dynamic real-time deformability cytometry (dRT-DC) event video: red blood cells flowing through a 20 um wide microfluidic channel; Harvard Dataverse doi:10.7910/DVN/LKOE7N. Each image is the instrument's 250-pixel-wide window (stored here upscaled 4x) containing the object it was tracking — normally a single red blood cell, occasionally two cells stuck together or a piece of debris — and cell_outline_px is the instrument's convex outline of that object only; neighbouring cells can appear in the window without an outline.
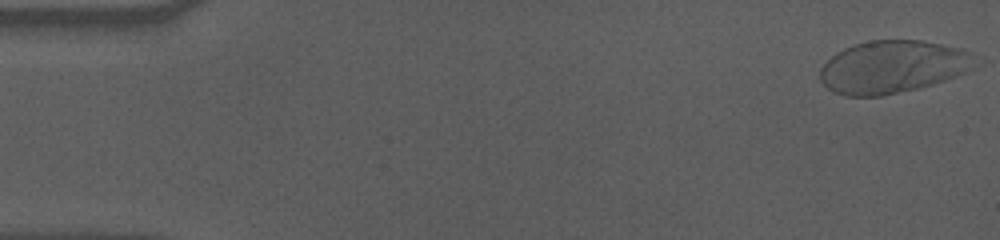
{"species": "human", "species_latin": "Homo sapiens", "temperature_condition": "cold", "stored_images_in_passage": 57, "camera_frame_rate_fps": 3000, "um_per_image_px": 0.085, "donor": {"sex": "male"}, "frame": {"image": 1, "passage_image": 1, "time_ms": 0.0, "image_size_px": [1000, 240], "cell_outline_px": [[972, 68], [956, 76], [932, 84], [916, 88], [880, 96], [844, 96], [832, 92], [820, 80], [820, 68], [836, 52], [844, 48], [856, 44], [872, 40], [920, 40], [960, 48], [972, 52]], "centroid_in_image_um": [75.82, 5.68], "position_along_channel_um": 9.2, "area_um2": 47.05}}
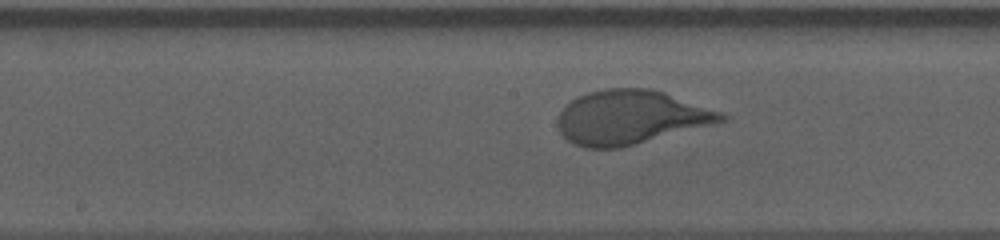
{"frame": {"image": 2, "passage_image": 29, "time_ms": 9.333, "image_size_px": [1000, 240], "cell_outline_px": [[732, 116], [728, 120], [620, 148], [584, 148], [572, 144], [560, 132], [556, 120], [560, 112], [576, 96], [588, 92], [604, 88], [652, 88], [664, 92]], "centroid_in_image_um": [53.58, 9.97], "position_along_channel_um": 194.6, "area_um2": 51.38}}
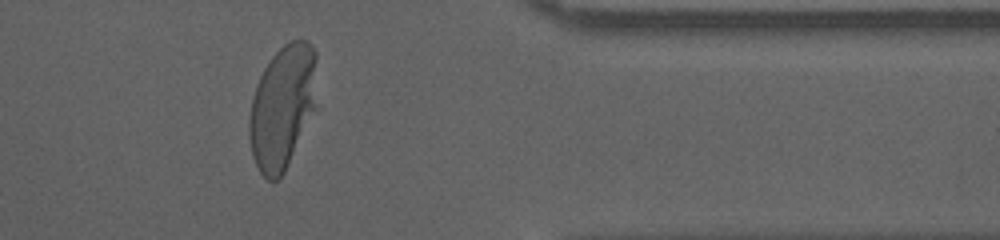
{"frame": {"image": 3, "passage_image": 47, "time_ms": 15.333, "image_size_px": [1000, 240], "cell_outline_px": [[320, 108], [280, 180], [268, 180], [260, 172], [252, 156], [248, 136], [248, 120], [252, 96], [256, 84], [264, 68], [272, 56], [284, 44], [292, 40], [308, 40], [312, 44], [316, 52]], "centroid_in_image_um": [24.09, 9.1], "position_along_channel_um": 387.3, "area_um2": 51.1}}